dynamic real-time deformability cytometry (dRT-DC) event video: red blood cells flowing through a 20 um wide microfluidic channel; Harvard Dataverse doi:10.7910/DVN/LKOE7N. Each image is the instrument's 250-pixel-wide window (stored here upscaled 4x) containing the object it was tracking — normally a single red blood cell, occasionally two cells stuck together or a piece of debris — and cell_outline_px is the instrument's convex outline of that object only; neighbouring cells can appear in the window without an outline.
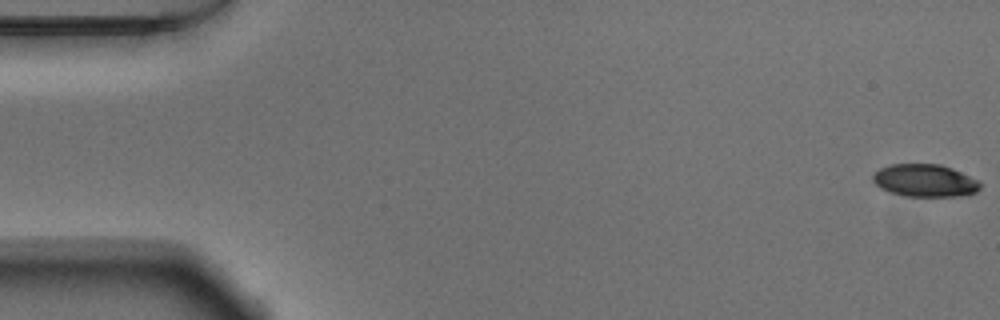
{"species": "Egyptian fruit bat (a non-hibernating species)", "species_latin": "Rousettus aegyptiacus", "temperature_condition": "warm", "stored_images_in_passage": 53, "camera_frame_rate_fps": 3000, "um_per_image_px": 0.085, "animal": {"sex": "male"}, "frame": {"image": 1, "passage_image": 1, "time_ms": 0.0, "image_size_px": [1000, 320], "cell_outline_px": [[980, 188], [976, 192], [968, 196], [904, 196], [888, 192], [880, 188], [872, 180], [872, 176], [880, 168], [892, 164], [940, 164], [952, 168], [980, 180]], "centroid_in_image_um": [78.64, 15.35], "position_along_channel_um": 6.4, "area_um2": 20.58}}
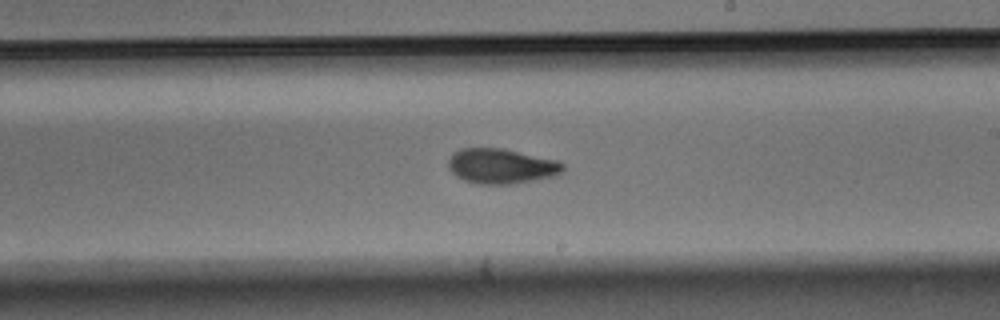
{"frame": {"image": 2, "passage_image": 31, "time_ms": 10.0, "image_size_px": [1000, 320], "cell_outline_px": [[564, 168], [560, 172], [552, 176], [532, 180], [508, 184], [480, 184], [464, 180], [456, 176], [448, 168], [448, 160], [452, 152], [460, 148], [504, 148], [560, 160], [564, 164]], "centroid_in_image_um": [42.59, 14.09], "position_along_channel_um": 246.4, "area_um2": 23.52}}
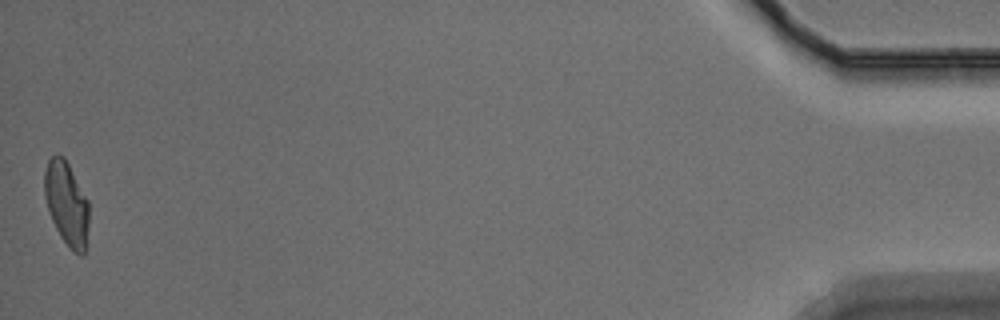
{"frame": {"image": 3, "passage_image": 53, "time_ms": 17.333, "image_size_px": [1000, 320], "cell_outline_px": [[88, 224], [84, 252], [80, 256], [60, 236], [52, 220], [44, 196], [44, 172], [48, 160], [56, 152], [64, 156], [88, 200]], "centroid_in_image_um": [5.64, 17.22], "position_along_channel_um": 429.6, "area_um2": 21.39}, "authors_computed_cell_mechanics": {"area_um2": 22.542, "velocity_mm_per_s": 3.8155, "shape_relaxation_time_tau1_ms": 4.0539, "shape_relaxation_time_tau2_ms": 2.8998, "deformation_change_tau1": 0.1609, "deformation_change_tau2": 0.0764}}